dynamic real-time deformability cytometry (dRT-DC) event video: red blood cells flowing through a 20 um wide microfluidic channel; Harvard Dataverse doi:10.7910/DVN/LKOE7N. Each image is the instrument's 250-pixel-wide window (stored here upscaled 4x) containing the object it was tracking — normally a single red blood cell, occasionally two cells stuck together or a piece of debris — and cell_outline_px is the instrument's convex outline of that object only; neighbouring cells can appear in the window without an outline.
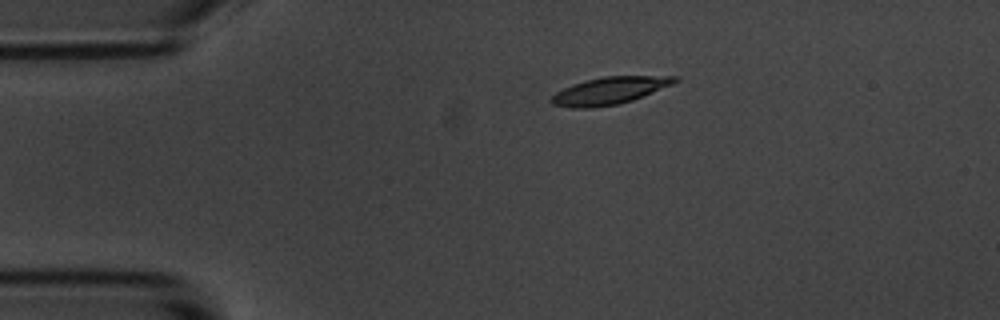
{"species": "common noctule bat (a hibernating species)", "species_latin": "Nyctalus noctula", "temperature_condition": "room temperature", "stored_images_in_passage": 10, "camera_frame_rate_fps": 3000, "um_per_image_px": 0.085, "animal": {"sex": "male", "body_mass_g": 20.1, "forearm_length_mm": 53.5}, "frame": {"image": 1, "passage_image": 4, "time_ms": 3.667, "image_size_px": [1000, 320], "cell_outline_px": [[680, 80], [672, 84], [632, 100], [616, 104], [592, 108], [572, 108], [552, 104], [548, 100], [556, 92], [572, 84], [584, 80], [604, 76], [680, 76]], "centroid_in_image_um": [51.78, 7.7], "position_along_channel_um": 33.2, "area_um2": 19.54}}
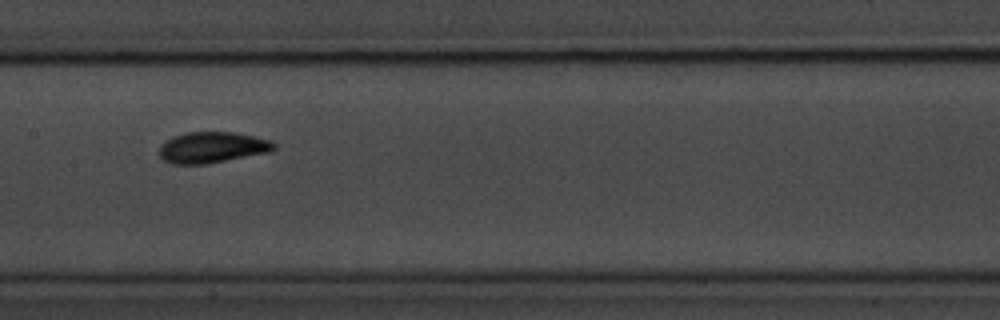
{"frame": {"image": 2, "passage_image": 9, "time_ms": 9.333, "image_size_px": [1000, 320], "cell_outline_px": [[276, 148], [272, 152], [208, 164], [172, 164], [164, 160], [160, 156], [160, 144], [164, 140], [188, 132], [232, 132], [272, 140], [276, 144]], "centroid_in_image_um": [18.07, 12.54], "position_along_channel_um": 189.3, "area_um2": 20.92}}